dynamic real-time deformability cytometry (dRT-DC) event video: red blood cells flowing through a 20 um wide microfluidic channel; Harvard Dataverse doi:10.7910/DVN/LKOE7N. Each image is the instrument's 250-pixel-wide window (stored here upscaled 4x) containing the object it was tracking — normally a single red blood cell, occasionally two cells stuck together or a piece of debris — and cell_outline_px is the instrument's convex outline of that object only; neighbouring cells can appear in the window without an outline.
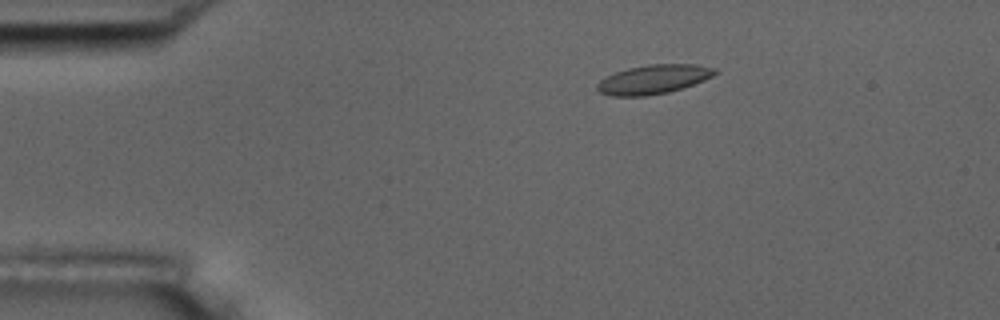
{"species": "common noctule bat (a hibernating species)", "species_latin": "Nyctalus noctula", "temperature_condition": "room temperature", "stored_images_in_passage": 6, "camera_frame_rate_fps": 3000, "um_per_image_px": 0.085, "animal": {"sex": "male", "body_mass_g": 17.5, "forearm_length_mm": 52.3}, "frame": {"image": 1, "passage_image": 3, "time_ms": 2.333, "image_size_px": [1000, 320], "cell_outline_px": [[720, 72], [704, 80], [668, 92], [644, 96], [612, 96], [600, 92], [596, 88], [596, 84], [604, 76], [628, 68], [648, 64], [692, 64], [716, 68]], "centroid_in_image_um": [55.52, 6.73], "position_along_channel_um": 29.5, "area_um2": 19.94}}
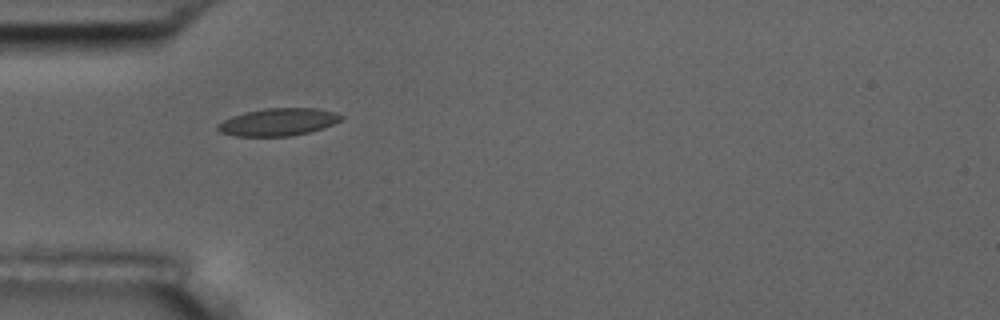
{"frame": {"image": 2, "passage_image": 5, "time_ms": 4.667, "image_size_px": [1000, 320], "cell_outline_px": [[344, 116], [340, 120], [332, 124], [308, 132], [292, 136], [236, 136], [220, 132], [216, 128], [216, 124], [232, 116], [244, 112], [264, 108], [316, 108], [336, 112]], "centroid_in_image_um": [23.61, 10.36], "position_along_channel_um": 61.4, "area_um2": 19.71}}